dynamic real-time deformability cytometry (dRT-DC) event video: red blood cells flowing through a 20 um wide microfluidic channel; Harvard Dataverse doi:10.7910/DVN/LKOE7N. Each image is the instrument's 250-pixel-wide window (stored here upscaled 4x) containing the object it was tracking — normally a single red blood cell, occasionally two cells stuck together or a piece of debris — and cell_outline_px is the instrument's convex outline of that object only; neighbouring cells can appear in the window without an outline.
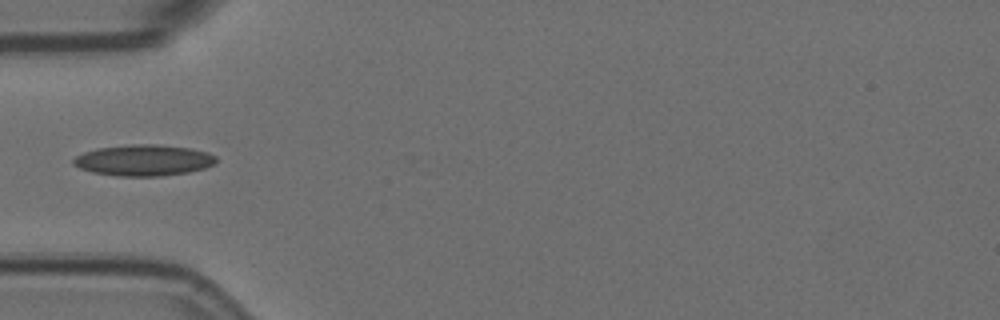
{"species": "Egyptian fruit bat (a non-hibernating species)", "species_latin": "Rousettus aegyptiacus", "temperature_condition": "room temperature", "stored_images_in_passage": 7, "camera_frame_rate_fps": 3000, "um_per_image_px": 0.085, "animal": {"sex": "female"}, "frame": {"image": 1, "passage_image": 5, "time_ms": 1.333, "image_size_px": [1000, 320], "cell_outline_px": [[216, 164], [204, 168], [188, 172], [160, 176], [116, 176], [92, 172], [80, 168], [72, 164], [72, 160], [76, 156], [84, 152], [96, 148], [132, 144], [156, 144], [192, 148], [208, 152], [216, 156]], "centroid_in_image_um": [12.21, 13.62], "position_along_channel_um": 72.8, "area_um2": 26.07}}
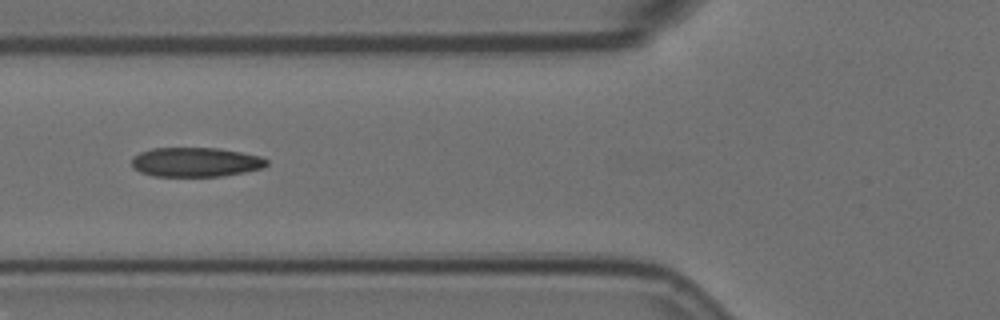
{"frame": {"image": 2, "passage_image": 6, "time_ms": 1.667, "image_size_px": [1000, 320], "cell_outline_px": [[268, 164], [260, 168], [244, 172], [224, 176], [152, 176], [140, 172], [132, 168], [132, 156], [140, 152], [152, 148], [216, 148], [240, 152], [260, 156], [268, 160]], "centroid_in_image_um": [16.58, 13.78], "position_along_channel_um": 109.2, "area_um2": 23.12}}
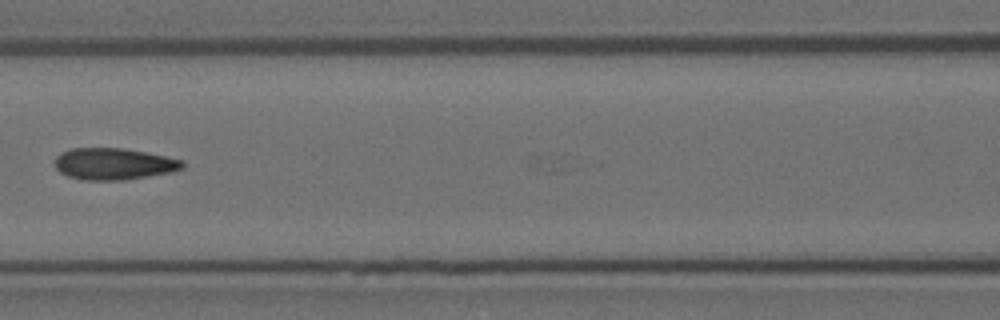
{"frame": {"image": 3, "passage_image": 7, "time_ms": 2.0, "image_size_px": [1000, 320], "cell_outline_px": [[184, 168], [172, 172], [124, 180], [84, 180], [68, 176], [60, 172], [56, 168], [56, 156], [72, 148], [124, 148], [164, 156], [180, 160], [184, 164]], "centroid_in_image_um": [9.67, 13.94], "position_along_channel_um": 156.9, "area_um2": 23.29}}